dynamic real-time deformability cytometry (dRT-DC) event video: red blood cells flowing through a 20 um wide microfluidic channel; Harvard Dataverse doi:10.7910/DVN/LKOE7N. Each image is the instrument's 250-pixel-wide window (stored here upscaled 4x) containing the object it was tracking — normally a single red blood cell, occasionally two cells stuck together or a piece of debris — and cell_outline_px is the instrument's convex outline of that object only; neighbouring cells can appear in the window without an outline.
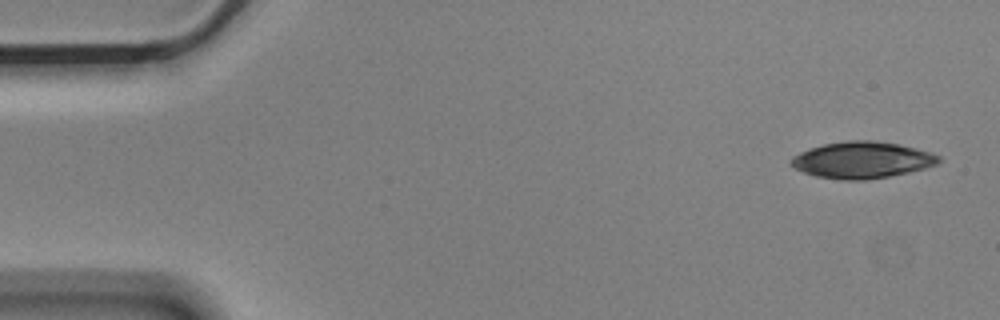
{"species": "Egyptian fruit bat (a non-hibernating species)", "species_latin": "Rousettus aegyptiacus", "temperature_condition": "cold", "stored_images_in_passage": 6, "camera_frame_rate_fps": 3000, "um_per_image_px": 0.085, "animal": {"sex": "male"}, "frame": {"image": 1, "passage_image": 1, "time_ms": 0.0, "image_size_px": [1000, 320], "cell_outline_px": [[940, 164], [908, 172], [888, 176], [864, 180], [844, 180], [816, 176], [804, 172], [788, 164], [792, 156], [800, 152], [824, 144], [848, 140], [872, 140], [900, 144], [932, 152], [940, 156]], "centroid_in_image_um": [73.29, 13.59], "position_along_channel_um": 11.7, "area_um2": 31.44}}
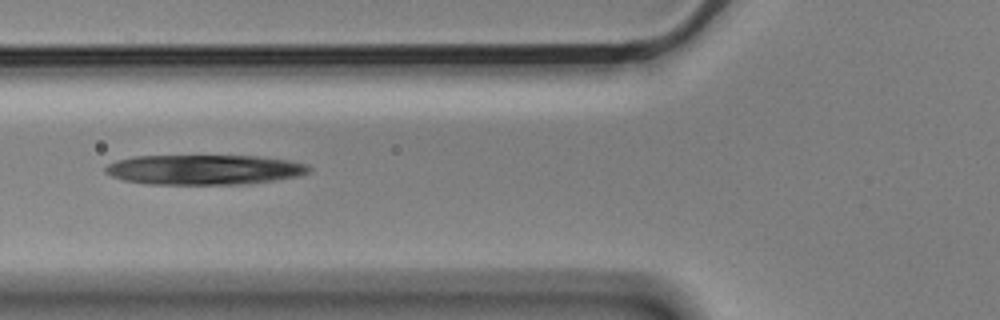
{"frame": {"image": 2, "passage_image": 5, "time_ms": 1.333, "image_size_px": [1000, 320], "cell_outline_px": [[312, 168], [308, 172], [300, 176], [244, 184], [144, 184], [124, 180], [112, 176], [104, 172], [104, 168], [108, 164], [116, 160], [132, 156], [256, 156], [288, 160], [308, 164]], "centroid_in_image_um": [17.33, 14.42], "position_along_channel_um": 108.5, "area_um2": 35.6}}